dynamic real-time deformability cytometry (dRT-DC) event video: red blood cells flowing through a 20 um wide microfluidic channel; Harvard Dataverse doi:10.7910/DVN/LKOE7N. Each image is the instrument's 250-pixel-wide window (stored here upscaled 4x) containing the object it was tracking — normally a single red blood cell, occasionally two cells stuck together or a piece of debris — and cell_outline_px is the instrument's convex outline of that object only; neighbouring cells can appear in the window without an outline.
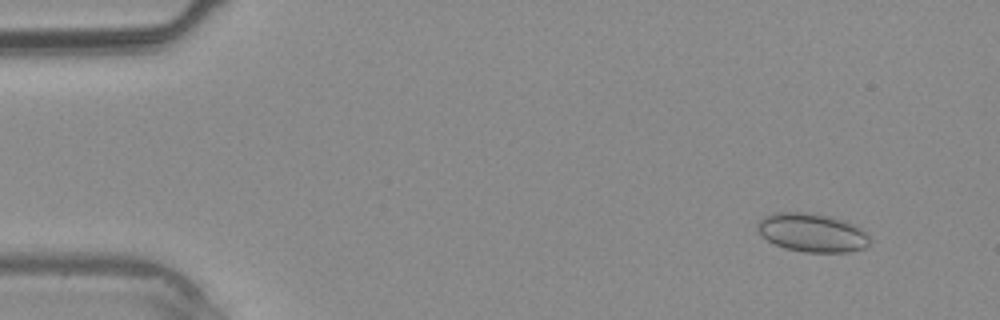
{"species": "common noctule bat (a hibernating species)", "species_latin": "Nyctalus noctula", "temperature_condition": "warm", "stored_images_in_passage": 39, "camera_frame_rate_fps": 3000, "um_per_image_px": 0.085, "animal": {"sex": "male", "body_mass_g": 20.4}, "frame": {"image": 1, "passage_image": 4, "time_ms": 1.0, "image_size_px": [1000, 320], "cell_outline_px": [[872, 240], [864, 248], [848, 252], [804, 252], [784, 248], [760, 236], [756, 228], [756, 224], [764, 216], [772, 212], [808, 212], [832, 216], [844, 220], [868, 232]], "centroid_in_image_um": [69.02, 19.76], "position_along_channel_um": 16.0, "area_um2": 25.66}}
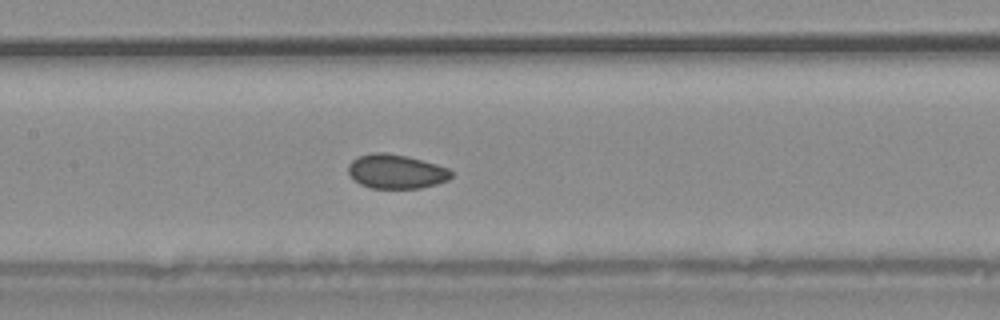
{"frame": {"image": 2, "passage_image": 19, "time_ms": 6.0, "image_size_px": [1000, 320], "cell_outline_px": [[452, 176], [448, 180], [436, 184], [420, 188], [372, 188], [360, 184], [348, 172], [348, 164], [352, 160], [360, 156], [372, 152], [384, 152], [408, 156], [436, 164], [448, 168], [452, 172]], "centroid_in_image_um": [33.68, 14.57], "position_along_channel_um": 173.7, "area_um2": 20.46}}
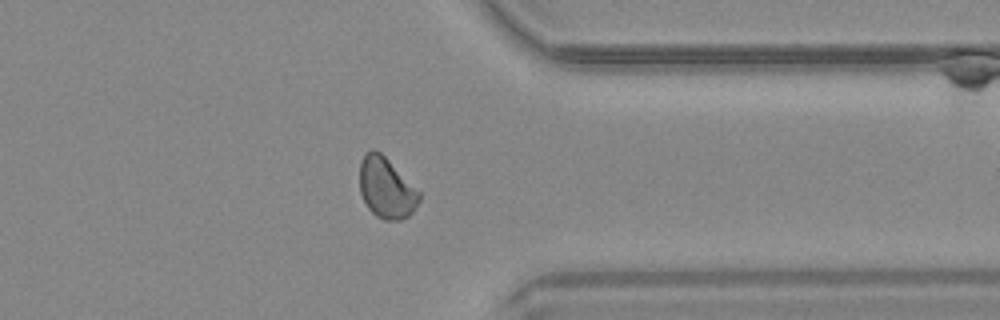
{"frame": {"image": 3, "passage_image": 31, "time_ms": 10.0, "image_size_px": [1000, 320], "cell_outline_px": [[420, 200], [412, 212], [408, 216], [400, 220], [384, 220], [376, 216], [368, 208], [360, 192], [360, 160], [364, 152], [372, 148], [380, 152], [420, 192]], "centroid_in_image_um": [32.81, 15.97], "position_along_channel_um": 378.6, "area_um2": 20.98}}